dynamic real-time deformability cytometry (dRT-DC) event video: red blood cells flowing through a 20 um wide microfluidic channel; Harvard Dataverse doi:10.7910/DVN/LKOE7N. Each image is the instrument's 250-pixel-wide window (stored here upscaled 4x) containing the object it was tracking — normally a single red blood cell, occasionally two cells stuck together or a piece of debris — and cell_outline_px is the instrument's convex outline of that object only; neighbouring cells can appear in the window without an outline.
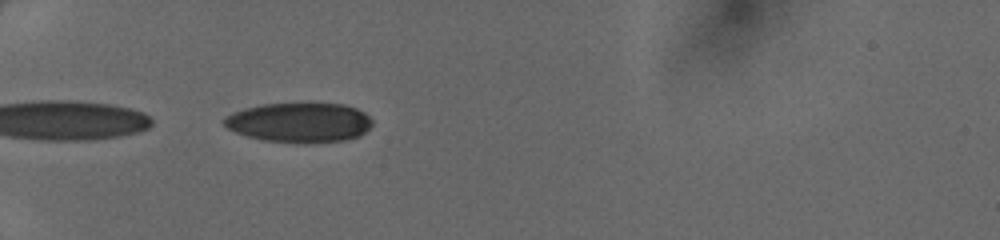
{"species": "human", "species_latin": "Homo sapiens", "temperature_condition": "cold", "stored_images_in_passage": 32, "camera_frame_rate_fps": 3000, "um_per_image_px": 0.085, "donor": {"sex": "female"}, "frame": {"image": 1, "passage_image": 1, "time_ms": 0.0, "image_size_px": [1000, 240], "cell_outline_px": [[372, 124], [360, 136], [344, 140], [304, 144], [296, 144], [260, 140], [244, 136], [228, 128], [220, 120], [232, 112], [244, 108], [264, 104], [344, 104], [356, 108], [364, 112], [372, 120]], "centroid_in_image_um": [25.41, 10.44], "position_along_channel_um": 59.6, "area_um2": 34.62}}
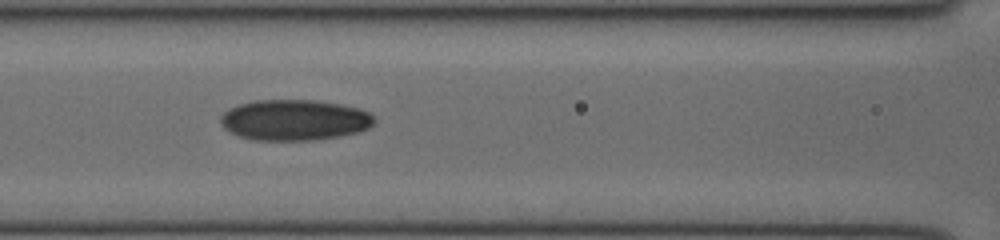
{"frame": {"image": 2, "passage_image": 8, "time_ms": 2.333, "image_size_px": [1000, 240], "cell_outline_px": [[376, 120], [368, 128], [356, 132], [340, 136], [316, 140], [252, 140], [240, 136], [224, 128], [220, 124], [220, 116], [228, 108], [240, 104], [256, 100], [316, 100], [340, 104], [360, 108], [368, 112]], "centroid_in_image_um": [25.01, 10.2], "position_along_channel_um": 141.6, "area_um2": 36.59}}
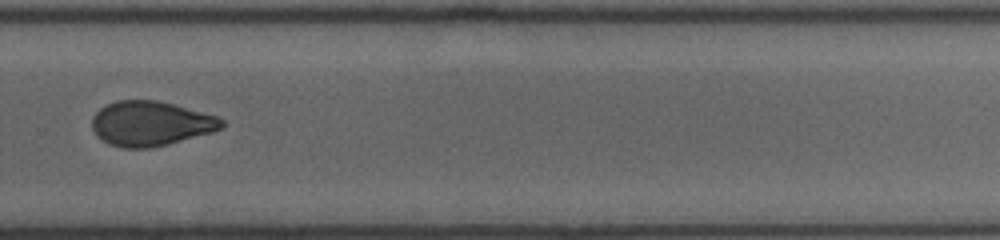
{"frame": {"image": 3, "passage_image": 20, "time_ms": 6.333, "image_size_px": [1000, 240], "cell_outline_px": [[224, 128], [212, 132], [168, 144], [148, 148], [124, 148], [108, 144], [96, 136], [92, 128], [92, 116], [100, 108], [116, 100], [156, 100], [172, 104], [216, 116], [224, 120]], "centroid_in_image_um": [12.78, 10.51], "position_along_channel_um": 317.0, "area_um2": 33.76}}